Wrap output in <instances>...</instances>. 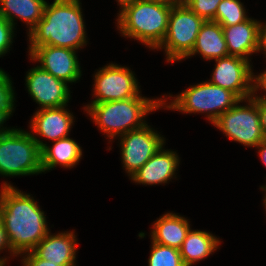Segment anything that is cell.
Masks as SVG:
<instances>
[{
	"label": "cell",
	"instance_id": "34",
	"mask_svg": "<svg viewBox=\"0 0 266 266\" xmlns=\"http://www.w3.org/2000/svg\"><path fill=\"white\" fill-rule=\"evenodd\" d=\"M145 1L161 3V4H165L167 6L173 7V6H177L180 4H184L185 0H145Z\"/></svg>",
	"mask_w": 266,
	"mask_h": 266
},
{
	"label": "cell",
	"instance_id": "28",
	"mask_svg": "<svg viewBox=\"0 0 266 266\" xmlns=\"http://www.w3.org/2000/svg\"><path fill=\"white\" fill-rule=\"evenodd\" d=\"M258 89L264 90L266 92V71L260 73L259 75H254V73H252V95H251V98L254 100H261L266 102V94L261 97L258 96L256 93ZM255 94L257 96H255Z\"/></svg>",
	"mask_w": 266,
	"mask_h": 266
},
{
	"label": "cell",
	"instance_id": "10",
	"mask_svg": "<svg viewBox=\"0 0 266 266\" xmlns=\"http://www.w3.org/2000/svg\"><path fill=\"white\" fill-rule=\"evenodd\" d=\"M148 124L119 137L121 162L128 176L136 173L165 144L163 136Z\"/></svg>",
	"mask_w": 266,
	"mask_h": 266
},
{
	"label": "cell",
	"instance_id": "21",
	"mask_svg": "<svg viewBox=\"0 0 266 266\" xmlns=\"http://www.w3.org/2000/svg\"><path fill=\"white\" fill-rule=\"evenodd\" d=\"M221 241L210 232L192 230L188 232L179 249L185 266H192L218 249Z\"/></svg>",
	"mask_w": 266,
	"mask_h": 266
},
{
	"label": "cell",
	"instance_id": "32",
	"mask_svg": "<svg viewBox=\"0 0 266 266\" xmlns=\"http://www.w3.org/2000/svg\"><path fill=\"white\" fill-rule=\"evenodd\" d=\"M266 55V24L261 23L259 25V47L258 52L262 51Z\"/></svg>",
	"mask_w": 266,
	"mask_h": 266
},
{
	"label": "cell",
	"instance_id": "14",
	"mask_svg": "<svg viewBox=\"0 0 266 266\" xmlns=\"http://www.w3.org/2000/svg\"><path fill=\"white\" fill-rule=\"evenodd\" d=\"M66 106L38 109L34 113L30 122V129L32 130L30 134L41 149L45 143L37 138V135L52 142L69 136L71 126L74 124V117L69 110L65 109Z\"/></svg>",
	"mask_w": 266,
	"mask_h": 266
},
{
	"label": "cell",
	"instance_id": "25",
	"mask_svg": "<svg viewBox=\"0 0 266 266\" xmlns=\"http://www.w3.org/2000/svg\"><path fill=\"white\" fill-rule=\"evenodd\" d=\"M13 88L9 75L0 68V130L7 128L3 127V124L14 111L15 93Z\"/></svg>",
	"mask_w": 266,
	"mask_h": 266
},
{
	"label": "cell",
	"instance_id": "6",
	"mask_svg": "<svg viewBox=\"0 0 266 266\" xmlns=\"http://www.w3.org/2000/svg\"><path fill=\"white\" fill-rule=\"evenodd\" d=\"M162 100V107L182 113H206L212 124L227 110L231 109L240 99L231 91L211 84L209 81L192 85L176 95L171 102ZM167 103V105H166ZM169 104V105H168Z\"/></svg>",
	"mask_w": 266,
	"mask_h": 266
},
{
	"label": "cell",
	"instance_id": "35",
	"mask_svg": "<svg viewBox=\"0 0 266 266\" xmlns=\"http://www.w3.org/2000/svg\"><path fill=\"white\" fill-rule=\"evenodd\" d=\"M136 0H117V2L119 3L118 5H120L121 7L129 2H133Z\"/></svg>",
	"mask_w": 266,
	"mask_h": 266
},
{
	"label": "cell",
	"instance_id": "9",
	"mask_svg": "<svg viewBox=\"0 0 266 266\" xmlns=\"http://www.w3.org/2000/svg\"><path fill=\"white\" fill-rule=\"evenodd\" d=\"M128 67L110 63L94 75L91 103H103L137 97L140 94L138 81Z\"/></svg>",
	"mask_w": 266,
	"mask_h": 266
},
{
	"label": "cell",
	"instance_id": "33",
	"mask_svg": "<svg viewBox=\"0 0 266 266\" xmlns=\"http://www.w3.org/2000/svg\"><path fill=\"white\" fill-rule=\"evenodd\" d=\"M256 147L259 149L258 153L261 157V161L266 167V139L260 142Z\"/></svg>",
	"mask_w": 266,
	"mask_h": 266
},
{
	"label": "cell",
	"instance_id": "20",
	"mask_svg": "<svg viewBox=\"0 0 266 266\" xmlns=\"http://www.w3.org/2000/svg\"><path fill=\"white\" fill-rule=\"evenodd\" d=\"M42 171H48L60 165L64 168H73L82 157L80 145L68 137L53 141L52 146L47 143L41 149Z\"/></svg>",
	"mask_w": 266,
	"mask_h": 266
},
{
	"label": "cell",
	"instance_id": "26",
	"mask_svg": "<svg viewBox=\"0 0 266 266\" xmlns=\"http://www.w3.org/2000/svg\"><path fill=\"white\" fill-rule=\"evenodd\" d=\"M222 0H185L184 4L205 21L215 20L218 5Z\"/></svg>",
	"mask_w": 266,
	"mask_h": 266
},
{
	"label": "cell",
	"instance_id": "23",
	"mask_svg": "<svg viewBox=\"0 0 266 266\" xmlns=\"http://www.w3.org/2000/svg\"><path fill=\"white\" fill-rule=\"evenodd\" d=\"M246 9L240 0H222L215 15V22L221 26H231L246 21Z\"/></svg>",
	"mask_w": 266,
	"mask_h": 266
},
{
	"label": "cell",
	"instance_id": "16",
	"mask_svg": "<svg viewBox=\"0 0 266 266\" xmlns=\"http://www.w3.org/2000/svg\"><path fill=\"white\" fill-rule=\"evenodd\" d=\"M163 145L159 150L131 176L135 183L143 185L165 184L173 179L179 166V156L176 151L165 150Z\"/></svg>",
	"mask_w": 266,
	"mask_h": 266
},
{
	"label": "cell",
	"instance_id": "19",
	"mask_svg": "<svg viewBox=\"0 0 266 266\" xmlns=\"http://www.w3.org/2000/svg\"><path fill=\"white\" fill-rule=\"evenodd\" d=\"M200 54L203 59L216 60L229 56L222 26L212 20L205 21L197 35L188 58Z\"/></svg>",
	"mask_w": 266,
	"mask_h": 266
},
{
	"label": "cell",
	"instance_id": "4",
	"mask_svg": "<svg viewBox=\"0 0 266 266\" xmlns=\"http://www.w3.org/2000/svg\"><path fill=\"white\" fill-rule=\"evenodd\" d=\"M117 18V28L124 37L140 41L151 49L163 42L172 7L161 3L136 0L123 5Z\"/></svg>",
	"mask_w": 266,
	"mask_h": 266
},
{
	"label": "cell",
	"instance_id": "13",
	"mask_svg": "<svg viewBox=\"0 0 266 266\" xmlns=\"http://www.w3.org/2000/svg\"><path fill=\"white\" fill-rule=\"evenodd\" d=\"M25 82L28 93L40 109L65 106L71 98L68 84L39 66L27 72Z\"/></svg>",
	"mask_w": 266,
	"mask_h": 266
},
{
	"label": "cell",
	"instance_id": "1",
	"mask_svg": "<svg viewBox=\"0 0 266 266\" xmlns=\"http://www.w3.org/2000/svg\"><path fill=\"white\" fill-rule=\"evenodd\" d=\"M0 219L17 256L32 251L50 232L44 211L34 198L7 182L0 190Z\"/></svg>",
	"mask_w": 266,
	"mask_h": 266
},
{
	"label": "cell",
	"instance_id": "2",
	"mask_svg": "<svg viewBox=\"0 0 266 266\" xmlns=\"http://www.w3.org/2000/svg\"><path fill=\"white\" fill-rule=\"evenodd\" d=\"M80 0L46 3L43 17L28 32L29 54L42 45L78 50L87 44Z\"/></svg>",
	"mask_w": 266,
	"mask_h": 266
},
{
	"label": "cell",
	"instance_id": "12",
	"mask_svg": "<svg viewBox=\"0 0 266 266\" xmlns=\"http://www.w3.org/2000/svg\"><path fill=\"white\" fill-rule=\"evenodd\" d=\"M77 50L57 46L42 45L36 47L29 55L34 62H39L41 69L57 79L69 84L82 76Z\"/></svg>",
	"mask_w": 266,
	"mask_h": 266
},
{
	"label": "cell",
	"instance_id": "5",
	"mask_svg": "<svg viewBox=\"0 0 266 266\" xmlns=\"http://www.w3.org/2000/svg\"><path fill=\"white\" fill-rule=\"evenodd\" d=\"M42 172L41 148L30 132L9 127L0 130V175L29 176Z\"/></svg>",
	"mask_w": 266,
	"mask_h": 266
},
{
	"label": "cell",
	"instance_id": "30",
	"mask_svg": "<svg viewBox=\"0 0 266 266\" xmlns=\"http://www.w3.org/2000/svg\"><path fill=\"white\" fill-rule=\"evenodd\" d=\"M5 249L9 250L8 252H10L11 256L13 255L14 257H17V255L11 250L3 222L0 219V252Z\"/></svg>",
	"mask_w": 266,
	"mask_h": 266
},
{
	"label": "cell",
	"instance_id": "15",
	"mask_svg": "<svg viewBox=\"0 0 266 266\" xmlns=\"http://www.w3.org/2000/svg\"><path fill=\"white\" fill-rule=\"evenodd\" d=\"M74 231L50 232L32 250L39 258L59 266H76L77 238Z\"/></svg>",
	"mask_w": 266,
	"mask_h": 266
},
{
	"label": "cell",
	"instance_id": "37",
	"mask_svg": "<svg viewBox=\"0 0 266 266\" xmlns=\"http://www.w3.org/2000/svg\"><path fill=\"white\" fill-rule=\"evenodd\" d=\"M7 258L8 257H0V266H5L6 262L8 261Z\"/></svg>",
	"mask_w": 266,
	"mask_h": 266
},
{
	"label": "cell",
	"instance_id": "3",
	"mask_svg": "<svg viewBox=\"0 0 266 266\" xmlns=\"http://www.w3.org/2000/svg\"><path fill=\"white\" fill-rule=\"evenodd\" d=\"M162 100L137 97L108 101L103 103H90L84 106V110L93 119L95 125L110 138L119 137L132 130L143 127L147 114L162 108ZM144 117V118H143Z\"/></svg>",
	"mask_w": 266,
	"mask_h": 266
},
{
	"label": "cell",
	"instance_id": "29",
	"mask_svg": "<svg viewBox=\"0 0 266 266\" xmlns=\"http://www.w3.org/2000/svg\"><path fill=\"white\" fill-rule=\"evenodd\" d=\"M22 255H25L21 260L23 266H59L55 263L39 258L33 251L23 253Z\"/></svg>",
	"mask_w": 266,
	"mask_h": 266
},
{
	"label": "cell",
	"instance_id": "27",
	"mask_svg": "<svg viewBox=\"0 0 266 266\" xmlns=\"http://www.w3.org/2000/svg\"><path fill=\"white\" fill-rule=\"evenodd\" d=\"M14 26L0 14V57L5 55L14 38Z\"/></svg>",
	"mask_w": 266,
	"mask_h": 266
},
{
	"label": "cell",
	"instance_id": "8",
	"mask_svg": "<svg viewBox=\"0 0 266 266\" xmlns=\"http://www.w3.org/2000/svg\"><path fill=\"white\" fill-rule=\"evenodd\" d=\"M246 105H239L240 102ZM228 139L244 146L256 147L265 138L262 133L258 100L248 98L238 101L231 109L222 113L213 123Z\"/></svg>",
	"mask_w": 266,
	"mask_h": 266
},
{
	"label": "cell",
	"instance_id": "36",
	"mask_svg": "<svg viewBox=\"0 0 266 266\" xmlns=\"http://www.w3.org/2000/svg\"><path fill=\"white\" fill-rule=\"evenodd\" d=\"M262 189V191H265V196H264V199H263V206L265 205V211H266V185L265 186H261L260 187Z\"/></svg>",
	"mask_w": 266,
	"mask_h": 266
},
{
	"label": "cell",
	"instance_id": "22",
	"mask_svg": "<svg viewBox=\"0 0 266 266\" xmlns=\"http://www.w3.org/2000/svg\"><path fill=\"white\" fill-rule=\"evenodd\" d=\"M45 0H0V14L15 27V19L29 26V31L43 17Z\"/></svg>",
	"mask_w": 266,
	"mask_h": 266
},
{
	"label": "cell",
	"instance_id": "7",
	"mask_svg": "<svg viewBox=\"0 0 266 266\" xmlns=\"http://www.w3.org/2000/svg\"><path fill=\"white\" fill-rule=\"evenodd\" d=\"M205 20L185 4L173 6L168 19L167 34L157 49H164L167 62L181 61L191 53Z\"/></svg>",
	"mask_w": 266,
	"mask_h": 266
},
{
	"label": "cell",
	"instance_id": "17",
	"mask_svg": "<svg viewBox=\"0 0 266 266\" xmlns=\"http://www.w3.org/2000/svg\"><path fill=\"white\" fill-rule=\"evenodd\" d=\"M259 25L260 21L248 18L236 25L222 26L229 56H237L251 61L250 56L253 53H258Z\"/></svg>",
	"mask_w": 266,
	"mask_h": 266
},
{
	"label": "cell",
	"instance_id": "31",
	"mask_svg": "<svg viewBox=\"0 0 266 266\" xmlns=\"http://www.w3.org/2000/svg\"><path fill=\"white\" fill-rule=\"evenodd\" d=\"M258 113H259L262 133L264 138L266 139V102L258 100Z\"/></svg>",
	"mask_w": 266,
	"mask_h": 266
},
{
	"label": "cell",
	"instance_id": "18",
	"mask_svg": "<svg viewBox=\"0 0 266 266\" xmlns=\"http://www.w3.org/2000/svg\"><path fill=\"white\" fill-rule=\"evenodd\" d=\"M151 240L155 243L180 249L190 231L187 218L167 212L152 225Z\"/></svg>",
	"mask_w": 266,
	"mask_h": 266
},
{
	"label": "cell",
	"instance_id": "11",
	"mask_svg": "<svg viewBox=\"0 0 266 266\" xmlns=\"http://www.w3.org/2000/svg\"><path fill=\"white\" fill-rule=\"evenodd\" d=\"M215 62L209 82L233 92L240 100L251 98L253 70L250 62L237 56L219 58Z\"/></svg>",
	"mask_w": 266,
	"mask_h": 266
},
{
	"label": "cell",
	"instance_id": "24",
	"mask_svg": "<svg viewBox=\"0 0 266 266\" xmlns=\"http://www.w3.org/2000/svg\"><path fill=\"white\" fill-rule=\"evenodd\" d=\"M151 243L148 266H185L179 249Z\"/></svg>",
	"mask_w": 266,
	"mask_h": 266
}]
</instances>
